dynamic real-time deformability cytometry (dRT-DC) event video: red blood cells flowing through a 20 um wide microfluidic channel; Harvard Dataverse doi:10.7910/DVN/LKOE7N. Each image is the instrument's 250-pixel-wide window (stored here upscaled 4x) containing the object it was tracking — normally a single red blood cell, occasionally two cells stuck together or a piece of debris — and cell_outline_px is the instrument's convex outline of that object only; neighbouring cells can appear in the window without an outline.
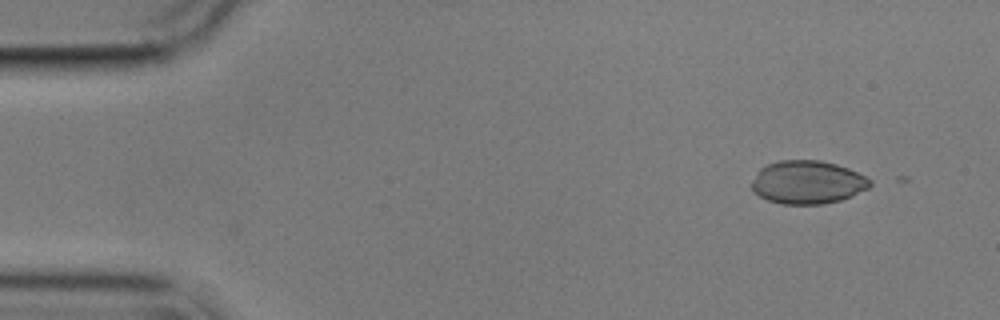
{"species": "common noctule bat (a hibernating species)", "species_latin": "Nyctalus noctula", "temperature_condition": "cold", "stored_images_in_passage": 4, "camera_frame_rate_fps": 3000, "um_per_image_px": 0.085, "animal": {"sex": "male", "body_mass_g": 17.9}, "frame": {"image": 1, "passage_image": 1, "time_ms": 0.0, "image_size_px": [1000, 320], "cell_outline_px": [[872, 184], [868, 188], [852, 196], [840, 200], [820, 204], [780, 204], [768, 200], [752, 192], [752, 180], [756, 172], [760, 168], [768, 164], [780, 160], [820, 160], [836, 164], [848, 168], [872, 180]], "centroid_in_image_um": [68.62, 15.49], "position_along_channel_um": 16.4, "area_um2": 29.88}}